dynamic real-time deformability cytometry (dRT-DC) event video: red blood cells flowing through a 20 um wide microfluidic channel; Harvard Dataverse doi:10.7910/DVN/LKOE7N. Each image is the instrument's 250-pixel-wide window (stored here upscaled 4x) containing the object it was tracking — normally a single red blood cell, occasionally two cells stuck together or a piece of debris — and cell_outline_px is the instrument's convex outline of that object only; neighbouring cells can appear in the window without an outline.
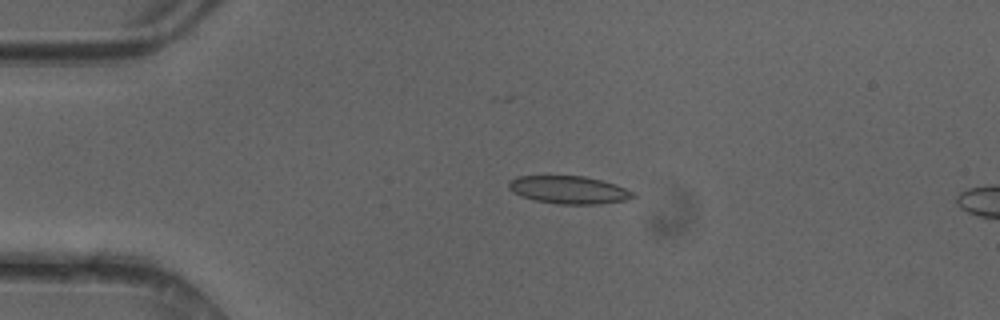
{"species": "common noctule bat (a hibernating species)", "species_latin": "Nyctalus noctula", "temperature_condition": "cold", "stored_images_in_passage": 14, "camera_frame_rate_fps": 3000, "um_per_image_px": 0.085, "animal": {"sex": "female"}, "frame": {"image": 1, "passage_image": 10, "time_ms": 3.0, "image_size_px": [1000, 320], "cell_outline_px": [[636, 196], [624, 200], [600, 204], [560, 204], [532, 200], [520, 196], [512, 192], [508, 188], [508, 180], [516, 176], [584, 176], [600, 180], [636, 192]], "centroid_in_image_um": [48.29, 16.14], "position_along_channel_um": 36.7, "area_um2": 20.17}}